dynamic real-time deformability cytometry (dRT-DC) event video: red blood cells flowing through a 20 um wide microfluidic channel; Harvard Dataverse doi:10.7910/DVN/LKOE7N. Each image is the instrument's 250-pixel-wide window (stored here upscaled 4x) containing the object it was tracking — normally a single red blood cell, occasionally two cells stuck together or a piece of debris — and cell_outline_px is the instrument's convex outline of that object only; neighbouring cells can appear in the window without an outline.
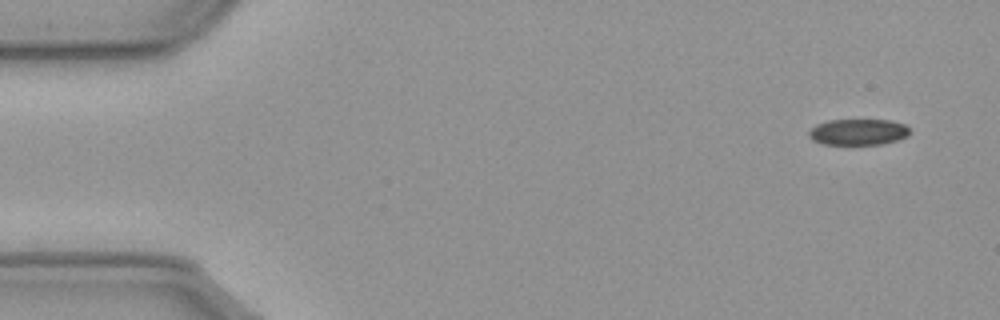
{"species": "common noctule bat (a hibernating species)", "species_latin": "Nyctalus noctula", "temperature_condition": "cold", "stored_images_in_passage": 55, "camera_frame_rate_fps": 3000, "um_per_image_px": 0.085, "animal": {"sex": "male", "body_mass_g": 23.1, "forearm_length_mm": 52.7}, "frame": {"image": 1, "passage_image": 1, "time_ms": 0.0, "image_size_px": [1000, 320], "cell_outline_px": [[912, 132], [908, 136], [900, 140], [884, 144], [820, 144], [812, 140], [808, 136], [808, 132], [816, 124], [828, 120], [888, 120], [904, 124]], "centroid_in_image_um": [72.96, 11.23], "position_along_channel_um": 12.0, "area_um2": 15.55}}
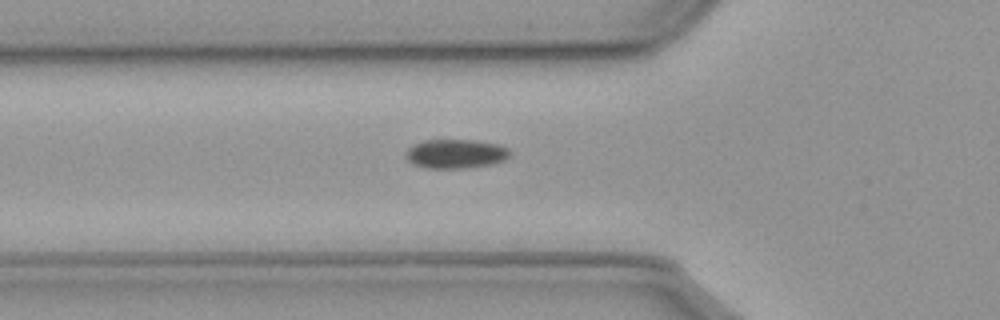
{"frame": {"image": 2, "passage_image": 17, "time_ms": 5.333, "image_size_px": [1000, 320], "cell_outline_px": [[508, 156], [504, 160], [492, 164], [464, 168], [424, 168], [412, 164], [404, 156], [404, 152], [412, 144], [424, 140], [476, 140], [500, 144], [508, 148]], "centroid_in_image_um": [38.67, 13.07], "position_along_channel_um": 87.1, "area_um2": 17.86}}
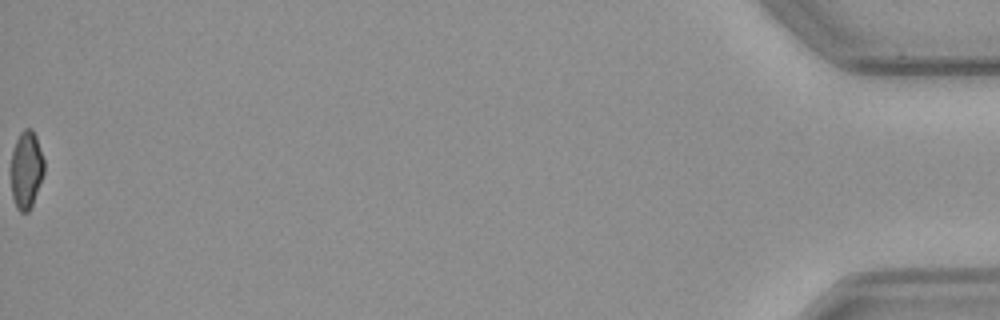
{"frame": {"image": 3, "passage_image": 55, "time_ms": 18.0, "image_size_px": [1000, 320], "cell_outline_px": [[44, 172], [32, 204], [28, 212], [20, 212], [16, 208], [12, 196], [12, 152], [16, 140], [20, 132], [24, 128], [32, 128], [36, 136], [44, 160]], "centroid_in_image_um": [2.24, 14.4], "position_along_channel_um": 433.0, "area_um2": 14.8}}